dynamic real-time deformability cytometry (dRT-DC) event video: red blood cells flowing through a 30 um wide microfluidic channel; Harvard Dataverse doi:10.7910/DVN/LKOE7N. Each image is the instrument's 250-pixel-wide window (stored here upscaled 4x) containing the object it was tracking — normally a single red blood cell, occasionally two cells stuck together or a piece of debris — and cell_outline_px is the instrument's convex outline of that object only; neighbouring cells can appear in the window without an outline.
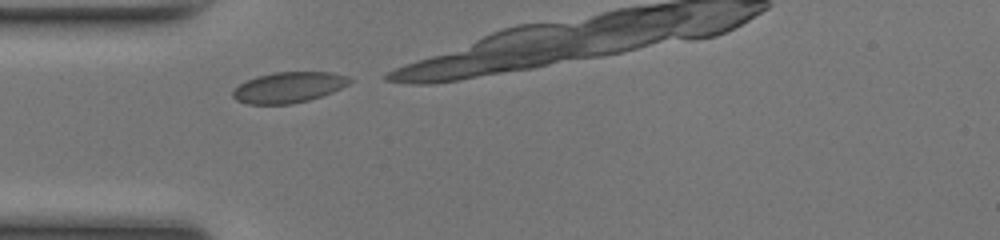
{"species": "common noctule bat (a hibernating species)", "species_latin": "Nyctalus noctula", "temperature_condition": "room temperature", "stored_images_in_passage": 4, "camera_frame_rate_fps": 3000, "um_per_image_px": 0.085, "animal": {"sex": "female", "body_mass_g": 17.0, "forearm_length_mm": 48.0}, "frame": {"image": 1, "passage_image": 1, "time_ms": 0.0, "image_size_px": [1000, 240], "cell_outline_px": [[352, 80], [348, 84], [332, 92], [308, 100], [292, 104], [248, 104], [236, 100], [232, 96], [232, 92], [240, 84], [256, 76], [276, 72], [332, 72], [348, 76]], "centroid_in_image_um": [24.53, 7.42], "position_along_channel_um": 60.5, "area_um2": 20.75}}